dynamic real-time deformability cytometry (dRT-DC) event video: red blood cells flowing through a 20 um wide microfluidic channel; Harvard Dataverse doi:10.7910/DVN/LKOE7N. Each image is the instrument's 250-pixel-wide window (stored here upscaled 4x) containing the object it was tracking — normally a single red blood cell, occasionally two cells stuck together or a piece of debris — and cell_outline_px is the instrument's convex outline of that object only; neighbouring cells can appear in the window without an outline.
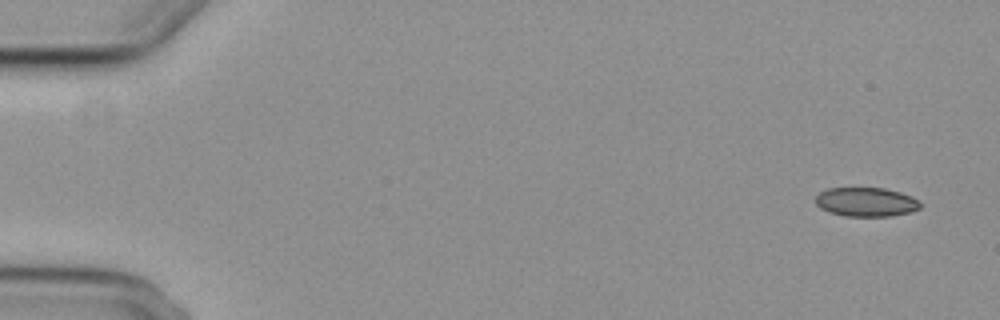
{"species": "common noctule bat (a hibernating species)", "species_latin": "Nyctalus noctula", "temperature_condition": "cold", "stored_images_in_passage": 4, "camera_frame_rate_fps": 3000, "um_per_image_px": 0.085, "animal": {"sex": "female", "body_mass_g": 29.2, "forearm_length_mm": 56.3}, "frame": {"image": 1, "passage_image": 1, "time_ms": 0.0, "image_size_px": [1000, 320], "cell_outline_px": [[920, 208], [912, 212], [892, 216], [844, 216], [828, 212], [820, 208], [816, 204], [816, 196], [820, 192], [828, 188], [884, 188], [900, 192], [912, 196], [920, 200]], "centroid_in_image_um": [73.64, 17.17], "position_along_channel_um": 11.4, "area_um2": 17.92}}